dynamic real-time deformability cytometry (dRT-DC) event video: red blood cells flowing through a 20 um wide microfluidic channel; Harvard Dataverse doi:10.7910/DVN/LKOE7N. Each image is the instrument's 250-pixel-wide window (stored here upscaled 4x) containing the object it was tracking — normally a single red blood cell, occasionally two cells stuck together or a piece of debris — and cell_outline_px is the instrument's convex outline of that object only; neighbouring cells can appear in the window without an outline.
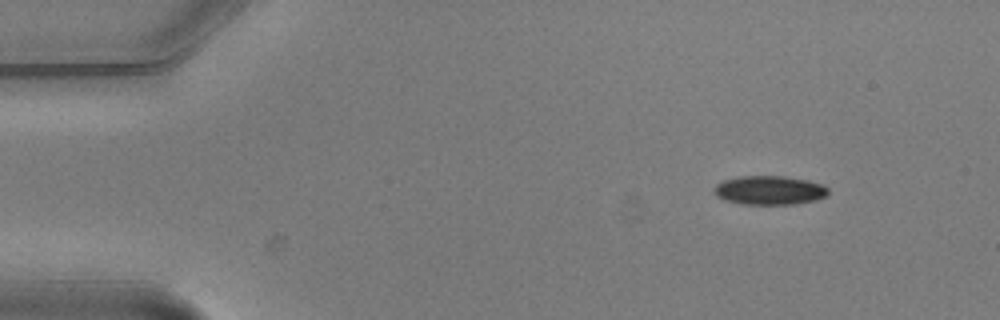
{"species": "common noctule bat (a hibernating species)", "species_latin": "Nyctalus noctula", "temperature_condition": "warm", "stored_images_in_passage": 5, "camera_frame_rate_fps": 3000, "um_per_image_px": 0.085, "animal": {"sex": "male", "body_mass_g": 20.5, "forearm_length_mm": 52.5}, "frame": {"image": 1, "passage_image": 1, "time_ms": 0.0, "image_size_px": [1000, 320], "cell_outline_px": [[828, 192], [824, 196], [816, 200], [796, 204], [740, 204], [724, 200], [716, 196], [716, 184], [724, 180], [740, 176], [784, 176], [808, 180], [824, 184], [828, 188]], "centroid_in_image_um": [65.43, 16.17], "position_along_channel_um": 19.6, "area_um2": 19.25}}
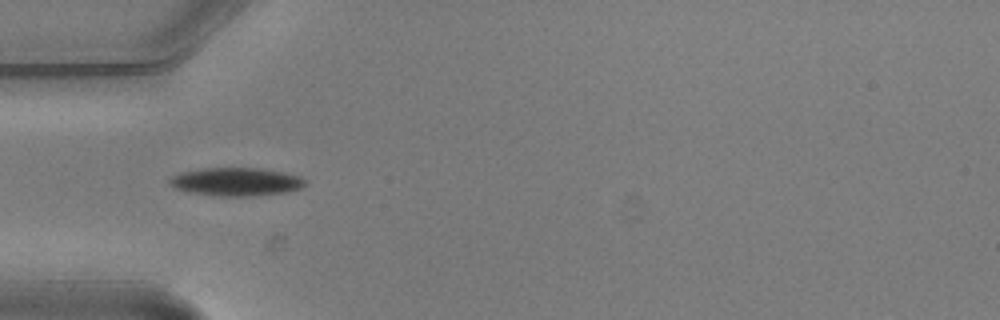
{"frame": {"image": 2, "passage_image": 4, "time_ms": 1.0, "image_size_px": [1000, 320], "cell_outline_px": [[308, 184], [300, 188], [288, 192], [252, 196], [212, 196], [188, 192], [176, 188], [168, 184], [168, 180], [172, 176], [180, 172], [204, 168], [260, 168], [300, 176]], "centroid_in_image_um": [20.04, 15.46], "position_along_channel_um": 65.0, "area_um2": 22.43}}
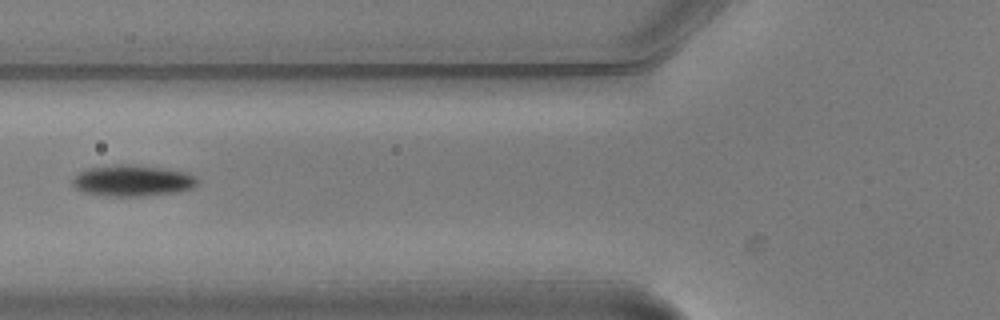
{"frame": {"image": 3, "passage_image": 5, "time_ms": 1.333, "image_size_px": [1000, 320], "cell_outline_px": [[200, 180], [192, 188], [176, 192], [144, 196], [104, 196], [80, 192], [72, 184], [72, 180], [80, 172], [88, 168], [124, 164], [132, 164], [188, 172], [196, 176]], "centroid_in_image_um": [11.27, 15.37], "position_along_channel_um": 114.5, "area_um2": 22.77}}